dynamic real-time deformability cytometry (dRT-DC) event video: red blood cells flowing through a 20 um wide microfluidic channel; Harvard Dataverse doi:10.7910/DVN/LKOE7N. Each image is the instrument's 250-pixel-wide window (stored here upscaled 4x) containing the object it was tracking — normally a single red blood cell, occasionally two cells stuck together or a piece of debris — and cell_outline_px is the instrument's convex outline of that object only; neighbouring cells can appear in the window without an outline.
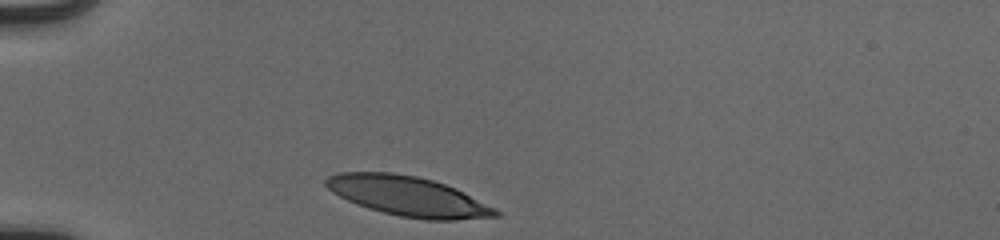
{"species": "human", "species_latin": "Homo sapiens", "temperature_condition": "cold", "stored_images_in_passage": 31, "camera_frame_rate_fps": 3000, "um_per_image_px": 0.085, "donor": {"sex": "male"}, "frame": {"image": 1, "passage_image": 1, "time_ms": 0.0, "image_size_px": [1000, 240], "cell_outline_px": [[500, 216], [456, 220], [424, 220], [400, 216], [368, 208], [356, 204], [332, 192], [324, 184], [324, 180], [328, 176], [340, 172], [392, 172], [416, 176], [432, 180], [456, 188], [496, 208], [500, 212]], "centroid_in_image_um": [34.69, 16.68], "position_along_channel_um": 50.3, "area_um2": 39.25}}
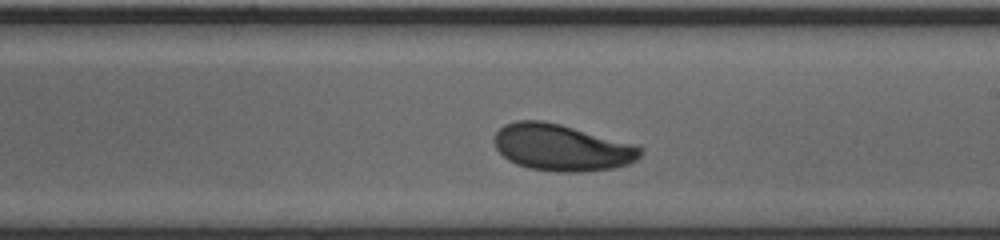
{"frame": {"image": 2, "passage_image": 18, "time_ms": 5.667, "image_size_px": [1000, 240], "cell_outline_px": [[644, 152], [636, 160], [628, 164], [612, 168], [584, 172], [556, 172], [528, 168], [516, 164], [508, 160], [496, 148], [492, 140], [492, 136], [504, 124], [516, 120], [544, 120], [560, 124], [636, 144], [644, 148]], "centroid_in_image_um": [47.74, 12.54], "position_along_channel_um": 241.3, "area_um2": 40.17}}
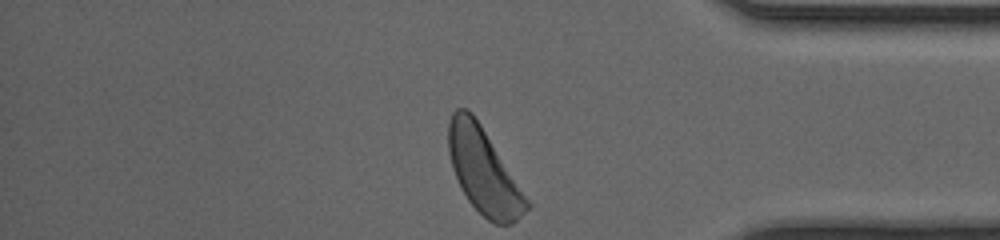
{"frame": {"image": 3, "passage_image": 31, "time_ms": 10.0, "image_size_px": [1000, 240], "cell_outline_px": [[532, 204], [512, 224], [496, 224], [488, 220], [468, 200], [460, 188], [452, 168], [448, 152], [448, 124], [452, 112], [456, 108], [468, 108], [472, 112], [480, 124]], "centroid_in_image_um": [41.09, 14.52], "position_along_channel_um": 394.1, "area_um2": 38.55}, "authors_computed_cell_mechanics": {"area_um2": 38.8416, "velocity_mm_per_s": 3.8761, "shape_relaxation_time_tau1_ms": 5.0972, "shape_relaxation_time_tau2_ms": 6.7052, "deformation_change_tau1": 0.2137, "deformation_change_tau2": 0.1306}}